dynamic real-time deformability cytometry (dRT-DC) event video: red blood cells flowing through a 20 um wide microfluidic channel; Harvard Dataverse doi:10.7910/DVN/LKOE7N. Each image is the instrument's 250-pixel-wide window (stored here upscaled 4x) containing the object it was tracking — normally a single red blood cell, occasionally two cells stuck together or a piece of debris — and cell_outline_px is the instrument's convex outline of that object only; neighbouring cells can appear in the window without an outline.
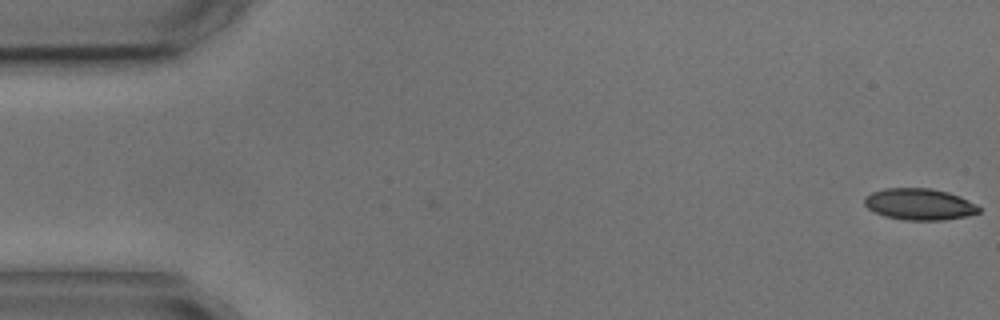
{"species": "common noctule bat (a hibernating species)", "species_latin": "Nyctalus noctula", "temperature_condition": "cold", "stored_images_in_passage": 5, "camera_frame_rate_fps": 3000, "um_per_image_px": 0.085, "animal": {"sex": "male", "body_mass_g": 17.9, "forearm_length_mm": 54.2}, "frame": {"image": 1, "passage_image": 1, "time_ms": 0.0, "image_size_px": [1000, 320], "cell_outline_px": [[980, 212], [968, 216], [944, 220], [904, 220], [884, 216], [868, 208], [864, 204], [864, 196], [872, 192], [884, 188], [932, 188], [948, 192], [960, 196], [976, 204], [980, 208]], "centroid_in_image_um": [78.15, 17.36], "position_along_channel_um": 6.8, "area_um2": 21.15}}
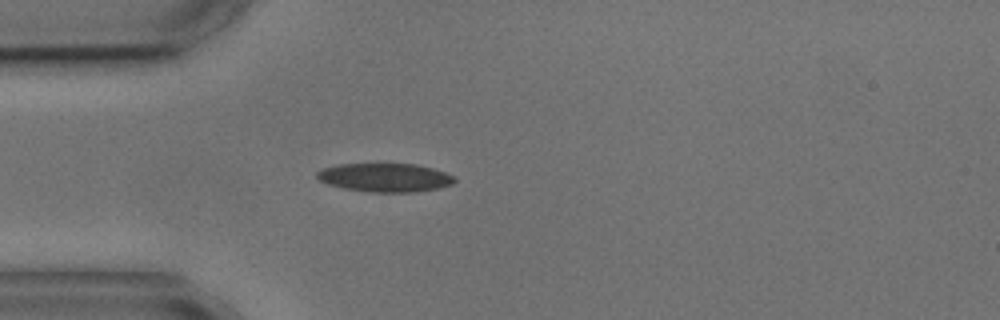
{"frame": {"image": 2, "passage_image": 5, "time_ms": 4.667, "image_size_px": [1000, 320], "cell_outline_px": [[456, 180], [452, 184], [436, 188], [416, 192], [368, 192], [344, 188], [328, 184], [320, 180], [316, 176], [316, 172], [324, 168], [336, 164], [416, 164], [432, 168], [444, 172], [452, 176]], "centroid_in_image_um": [32.7, 15.09], "position_along_channel_um": 52.3, "area_um2": 22.77}}